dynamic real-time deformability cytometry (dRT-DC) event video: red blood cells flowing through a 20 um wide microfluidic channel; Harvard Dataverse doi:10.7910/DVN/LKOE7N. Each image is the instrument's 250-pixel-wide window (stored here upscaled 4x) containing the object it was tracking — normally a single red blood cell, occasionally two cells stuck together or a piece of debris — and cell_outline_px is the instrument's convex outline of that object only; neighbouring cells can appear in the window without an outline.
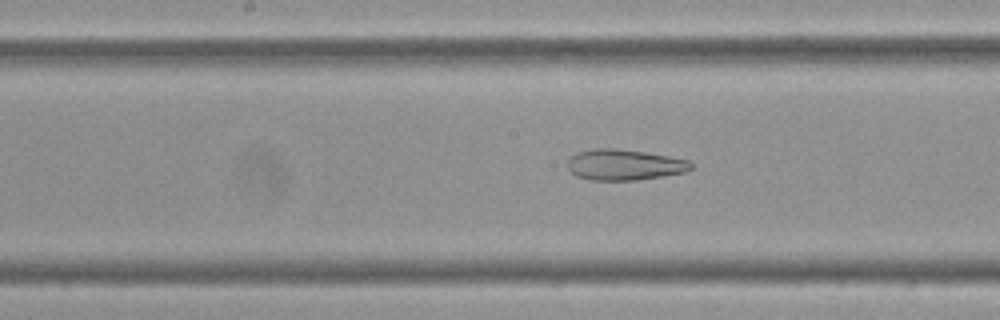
{"species": "Egyptian fruit bat (a non-hibernating species)", "species_latin": "Rousettus aegyptiacus", "temperature_condition": "cold", "stored_images_in_passage": 49, "camera_frame_rate_fps": 3000, "um_per_image_px": 0.085, "frame": {"image": 1, "passage_image": 20, "time_ms": 6.333, "image_size_px": [1000, 320], "cell_outline_px": [[692, 168], [688, 172], [636, 180], [592, 180], [576, 176], [568, 168], [568, 160], [576, 152], [592, 148], [616, 148], [644, 152], [668, 156], [688, 160], [692, 164]], "centroid_in_image_um": [53.06, 14.0], "position_along_channel_um": 195.1, "area_um2": 22.2}}
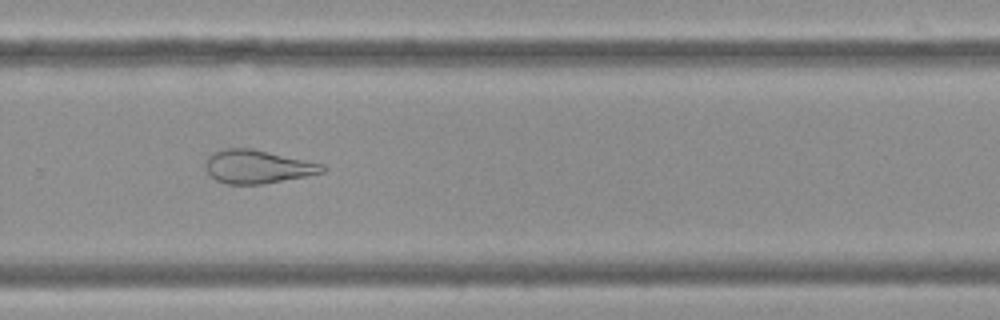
{"frame": {"image": 2, "passage_image": 30, "time_ms": 9.667, "image_size_px": [1000, 320], "cell_outline_px": [[324, 172], [308, 176], [264, 184], [228, 184], [216, 180], [208, 172], [204, 164], [208, 156], [212, 152], [228, 148], [252, 148], [324, 164]], "centroid_in_image_um": [21.89, 14.17], "position_along_channel_um": 307.9, "area_um2": 22.77}}
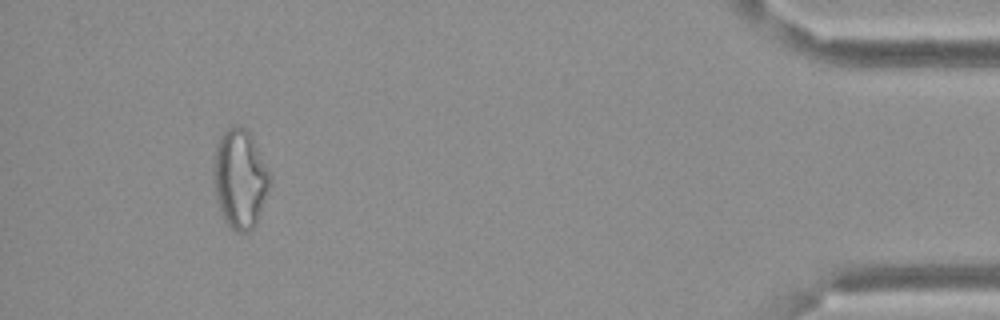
{"frame": {"image": 3, "passage_image": 45, "time_ms": 14.667, "image_size_px": [1000, 320], "cell_outline_px": [[268, 188], [256, 224], [248, 232], [240, 232], [232, 228], [224, 220], [216, 196], [212, 168], [216, 144], [220, 136], [228, 128], [240, 124], [248, 132], [268, 168]], "centroid_in_image_um": [20.36, 15.18], "position_along_channel_um": 414.8, "area_um2": 31.79}, "authors_computed_cell_mechanics": {"area_um2": 28.2642, "velocity_mm_per_s": 3.3948, "shape_relaxation_time_tau1_ms": null, "shape_relaxation_time_tau2_ms": 3.3697, "deformation_change_tau1": null, "deformation_change_tau2": 0.1312}}